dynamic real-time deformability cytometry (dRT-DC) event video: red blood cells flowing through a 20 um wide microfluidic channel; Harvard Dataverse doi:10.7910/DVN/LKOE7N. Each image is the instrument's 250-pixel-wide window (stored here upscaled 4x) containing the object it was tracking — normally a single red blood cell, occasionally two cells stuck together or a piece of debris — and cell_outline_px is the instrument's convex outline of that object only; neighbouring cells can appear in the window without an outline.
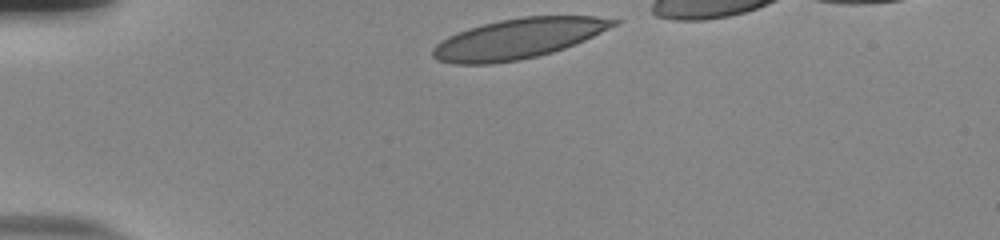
{"species": "human", "species_latin": "Homo sapiens", "temperature_condition": "room temperature", "stored_images_in_passage": 33, "camera_frame_rate_fps": 3000, "um_per_image_px": 0.085, "donor": {"sex": "male"}, "frame": {"image": 1, "passage_image": 1, "time_ms": 0.0, "image_size_px": [1000, 240], "cell_outline_px": [[620, 24], [576, 44], [552, 52], [520, 60], [492, 64], [456, 64], [436, 60], [432, 56], [432, 48], [436, 44], [448, 36], [468, 28], [500, 20], [524, 16], [596, 16], [620, 20]], "centroid_in_image_um": [44.06, 3.28], "position_along_channel_um": 40.9, "area_um2": 42.37}}
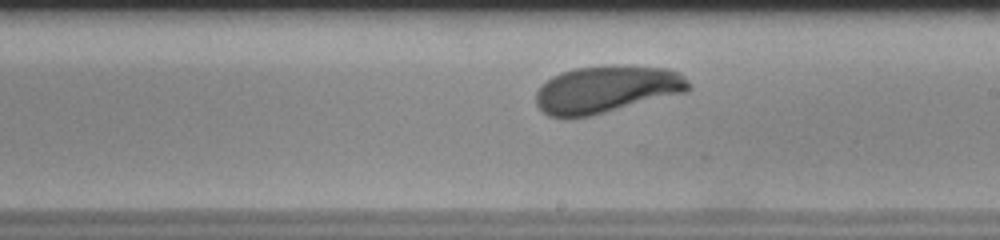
{"frame": {"image": 2, "passage_image": 20, "time_ms": 6.333, "image_size_px": [1000, 240], "cell_outline_px": [[692, 88], [688, 92], [592, 116], [548, 116], [536, 104], [536, 92], [552, 76], [560, 72], [576, 68], [604, 64], [620, 64], [668, 68], [680, 72], [692, 84]], "centroid_in_image_um": [51.65, 7.56], "position_along_channel_um": 237.4, "area_um2": 42.6}}
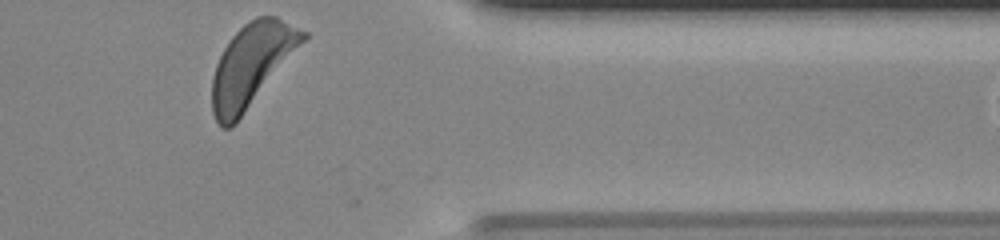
{"frame": {"image": 3, "passage_image": 33, "time_ms": 10.667, "image_size_px": [1000, 240], "cell_outline_px": [[308, 36], [236, 124], [232, 128], [220, 128], [212, 112], [212, 76], [216, 64], [224, 48], [232, 36], [244, 24], [256, 16], [276, 16], [308, 32]], "centroid_in_image_um": [21.36, 5.54], "position_along_channel_um": 390.0, "area_um2": 43.41}, "authors_computed_cell_mechanics": {"area_um2": 42.2518, "velocity_mm_per_s": 3.7998, "shape_relaxation_time_tau1_ms": 4.5573, "shape_relaxation_time_tau2_ms": null, "deformation_change_tau1": 0.2092, "deformation_change_tau2": null}}